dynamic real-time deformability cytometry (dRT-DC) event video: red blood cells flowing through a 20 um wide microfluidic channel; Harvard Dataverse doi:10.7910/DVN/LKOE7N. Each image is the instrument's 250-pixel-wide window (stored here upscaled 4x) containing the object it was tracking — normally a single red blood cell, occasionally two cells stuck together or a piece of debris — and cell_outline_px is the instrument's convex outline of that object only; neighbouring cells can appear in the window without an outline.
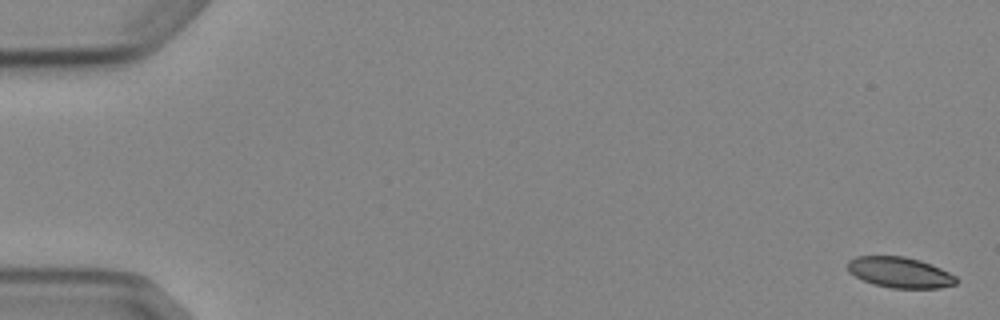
{"species": "Egyptian fruit bat (a non-hibernating species)", "species_latin": "Rousettus aegyptiacus", "temperature_condition": "cold", "stored_images_in_passage": 6, "camera_frame_rate_fps": 3000, "um_per_image_px": 0.085, "animal": {"sex": "female"}, "frame": {"image": 1, "passage_image": 1, "time_ms": 0.0, "image_size_px": [1000, 320], "cell_outline_px": [[960, 280], [956, 284], [940, 288], [892, 288], [872, 284], [848, 272], [848, 260], [856, 256], [904, 256], [920, 260], [932, 264], [956, 276]], "centroid_in_image_um": [76.51, 23.15], "position_along_channel_um": 8.5, "area_um2": 19.54}}
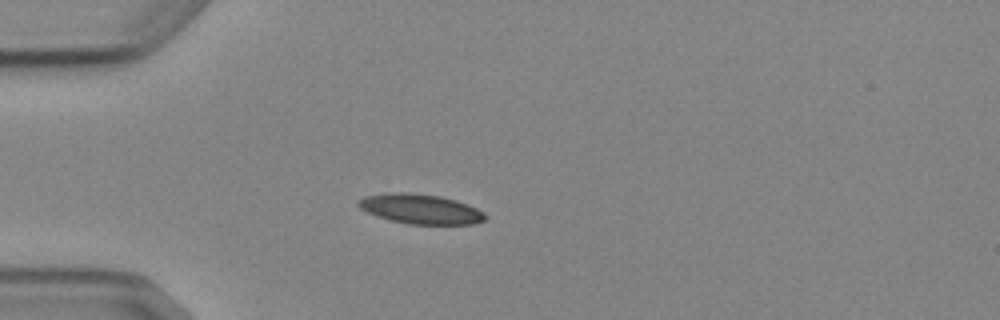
{"frame": {"image": 2, "passage_image": 5, "time_ms": 4.667, "image_size_px": [1000, 320], "cell_outline_px": [[484, 220], [472, 224], [408, 224], [376, 216], [360, 208], [356, 204], [356, 200], [364, 196], [392, 192], [408, 192], [440, 196], [456, 200], [468, 204], [484, 212]], "centroid_in_image_um": [35.7, 17.75], "position_along_channel_um": 49.3, "area_um2": 21.96}}